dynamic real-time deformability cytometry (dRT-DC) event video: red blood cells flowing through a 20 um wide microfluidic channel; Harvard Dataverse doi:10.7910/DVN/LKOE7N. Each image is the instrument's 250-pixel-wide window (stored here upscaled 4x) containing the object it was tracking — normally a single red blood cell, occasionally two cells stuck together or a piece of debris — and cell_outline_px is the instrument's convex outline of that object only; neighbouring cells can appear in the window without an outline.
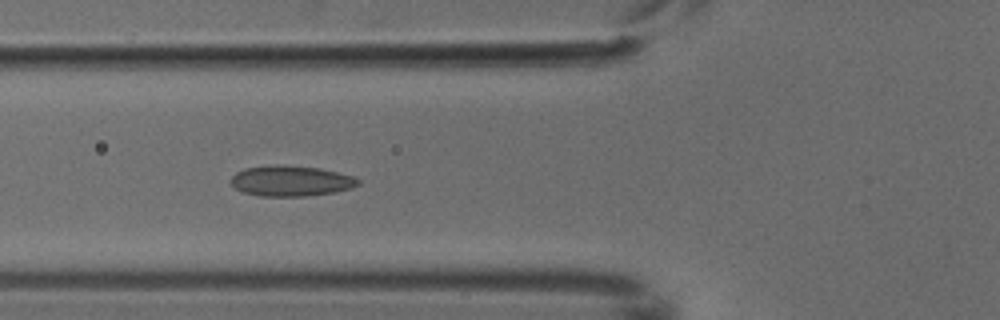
{"species": "common noctule bat (a hibernating species)", "species_latin": "Nyctalus noctula", "temperature_condition": "cold", "stored_images_in_passage": 7, "camera_frame_rate_fps": 3000, "um_per_image_px": 0.085, "animal": {"sex": "male", "body_mass_g": 18.8}, "frame": {"image": 1, "passage_image": 5, "time_ms": 1.333, "image_size_px": [1000, 320], "cell_outline_px": [[360, 184], [352, 188], [336, 192], [304, 196], [260, 196], [244, 192], [236, 188], [228, 180], [236, 172], [244, 168], [276, 164], [320, 168], [352, 176], [360, 180]], "centroid_in_image_um": [24.72, 15.37], "position_along_channel_um": 101.1, "area_um2": 22.72}}
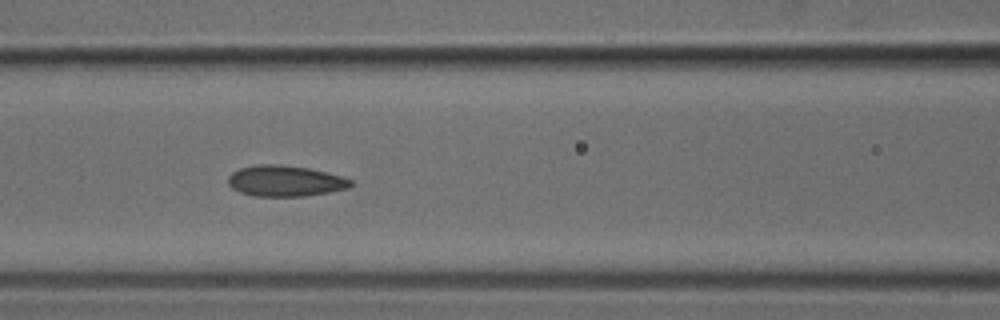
{"frame": {"image": 2, "passage_image": 6, "time_ms": 1.667, "image_size_px": [1000, 320], "cell_outline_px": [[352, 184], [348, 188], [328, 192], [304, 196], [256, 196], [240, 192], [232, 188], [228, 184], [228, 176], [232, 172], [240, 168], [256, 164], [280, 164], [308, 168], [344, 176], [352, 180]], "centroid_in_image_um": [24.23, 15.37], "position_along_channel_um": 142.4, "area_um2": 22.14}}
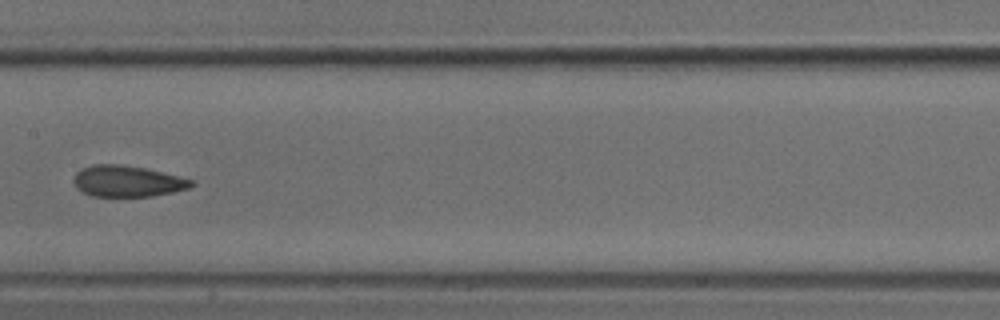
{"frame": {"image": 3, "passage_image": 7, "time_ms": 2.0, "image_size_px": [1000, 320], "cell_outline_px": [[196, 184], [192, 188], [152, 196], [92, 196], [76, 188], [72, 180], [76, 172], [80, 168], [92, 164], [120, 164], [144, 168], [196, 180]], "centroid_in_image_um": [10.84, 15.4], "position_along_channel_um": 196.6, "area_um2": 21.62}}